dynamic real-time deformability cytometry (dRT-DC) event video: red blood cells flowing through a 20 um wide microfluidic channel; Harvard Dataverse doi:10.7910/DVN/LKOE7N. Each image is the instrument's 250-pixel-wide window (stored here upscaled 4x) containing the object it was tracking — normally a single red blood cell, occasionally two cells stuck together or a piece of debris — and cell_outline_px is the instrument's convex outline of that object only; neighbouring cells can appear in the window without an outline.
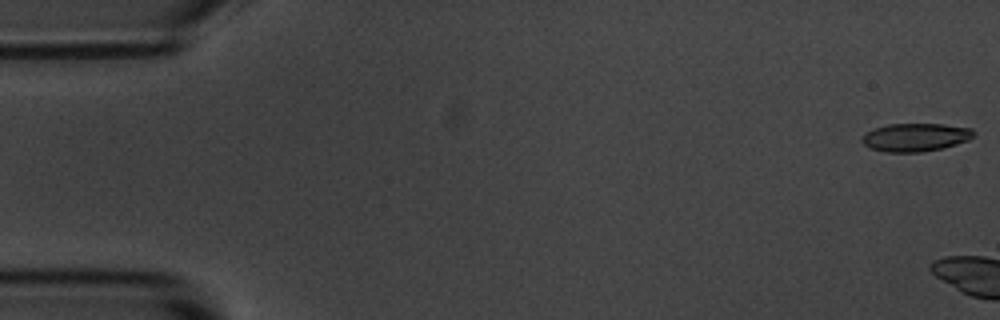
{"species": "common noctule bat (a hibernating species)", "species_latin": "Nyctalus noctula", "temperature_condition": "room temperature", "stored_images_in_passage": 7, "camera_frame_rate_fps": 3000, "um_per_image_px": 0.085, "animal": {"sex": "male", "body_mass_g": 20.1, "forearm_length_mm": 53.5}, "frame": {"image": 1, "passage_image": 1, "time_ms": 0.0, "image_size_px": [1000, 320], "cell_outline_px": [[976, 136], [968, 140], [944, 148], [920, 152], [884, 152], [868, 148], [860, 140], [860, 136], [872, 128], [888, 124], [944, 124], [972, 128], [976, 132]], "centroid_in_image_um": [77.8, 11.67], "position_along_channel_um": 7.2, "area_um2": 18.73}}